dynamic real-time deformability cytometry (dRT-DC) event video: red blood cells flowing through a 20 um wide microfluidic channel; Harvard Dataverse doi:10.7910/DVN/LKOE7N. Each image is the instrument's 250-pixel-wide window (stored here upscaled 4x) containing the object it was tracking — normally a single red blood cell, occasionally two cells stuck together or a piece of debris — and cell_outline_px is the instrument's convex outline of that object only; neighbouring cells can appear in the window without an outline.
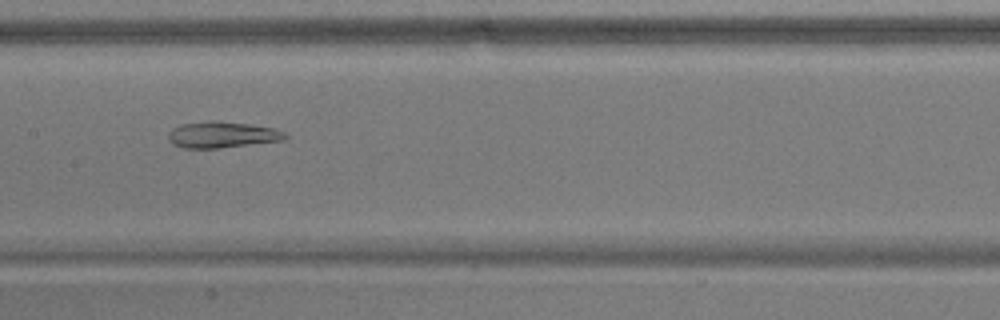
{"species": "common noctule bat (a hibernating species)", "species_latin": "Nyctalus noctula", "temperature_condition": "warm", "stored_images_in_passage": 53, "camera_frame_rate_fps": 3000, "um_per_image_px": 0.085, "animal": {"sex": "male", "body_mass_g": 17.9}, "frame": {"image": 1, "passage_image": 26, "time_ms": 8.333, "image_size_px": [1000, 320], "cell_outline_px": [[288, 136], [284, 140], [216, 148], [184, 148], [172, 144], [168, 140], [168, 132], [172, 128], [180, 124], [208, 120], [216, 120], [248, 124], [276, 128], [284, 132]], "centroid_in_image_um": [18.84, 11.44], "position_along_channel_um": 188.6, "area_um2": 17.98}}
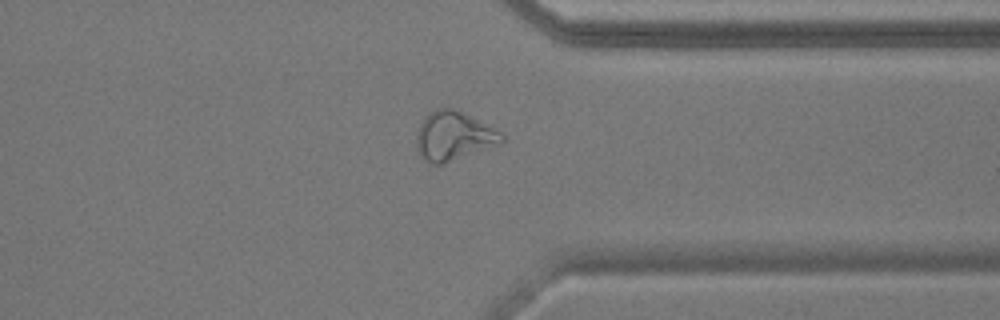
{"frame": {"image": 2, "passage_image": 41, "time_ms": 13.333, "image_size_px": [1000, 320], "cell_outline_px": [[504, 140], [500, 144], [440, 164], [432, 164], [420, 156], [416, 148], [416, 136], [420, 124], [424, 116], [428, 112], [440, 108], [452, 108], [504, 132]], "centroid_in_image_um": [38.55, 11.55], "position_along_channel_um": 372.8, "area_um2": 24.1}}
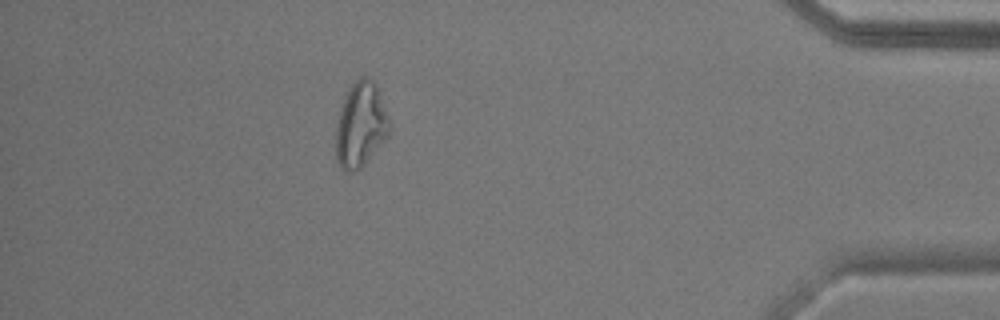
{"frame": {"image": 3, "passage_image": 47, "time_ms": 15.333, "image_size_px": [1000, 320], "cell_outline_px": [[388, 136], [364, 164], [356, 172], [348, 172], [340, 168], [336, 160], [336, 128], [340, 108], [348, 88], [360, 76], [368, 76], [376, 84], [388, 116]], "centroid_in_image_um": [30.63, 10.61], "position_along_channel_um": 404.6, "area_um2": 26.36}, "authors_computed_cell_mechanics": {"area_um2": 24.7384, "velocity_mm_per_s": 3.7471, "shape_relaxation_time_tau1_ms": null, "shape_relaxation_time_tau2_ms": 5.5684, "deformation_change_tau1": null, "deformation_change_tau2": 0.1501}}